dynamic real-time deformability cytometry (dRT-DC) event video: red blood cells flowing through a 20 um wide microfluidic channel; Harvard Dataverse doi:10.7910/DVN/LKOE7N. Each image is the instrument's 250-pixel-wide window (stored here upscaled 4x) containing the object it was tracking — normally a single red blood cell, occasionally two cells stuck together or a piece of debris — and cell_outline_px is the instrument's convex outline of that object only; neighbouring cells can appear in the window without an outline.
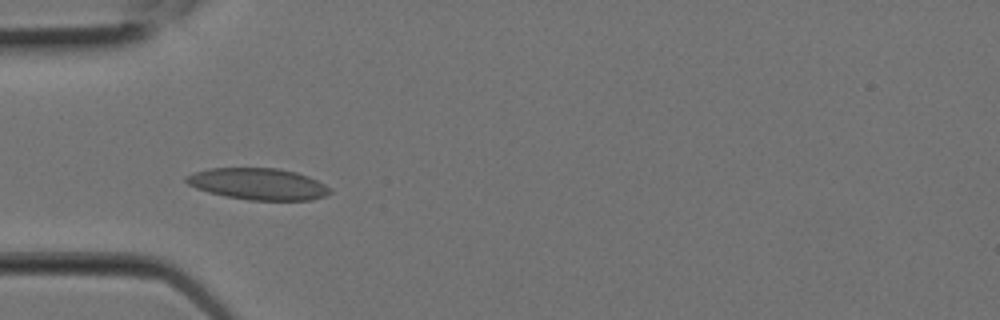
{"species": "Egyptian fruit bat (a non-hibernating species)", "species_latin": "Rousettus aegyptiacus", "temperature_condition": "room temperature", "stored_images_in_passage": 7, "camera_frame_rate_fps": 3000, "um_per_image_px": 0.085, "animal": {"sex": "female"}, "frame": {"image": 1, "passage_image": 6, "time_ms": 1.667, "image_size_px": [1000, 320], "cell_outline_px": [[332, 192], [324, 196], [312, 200], [248, 200], [224, 196], [208, 192], [196, 188], [188, 184], [184, 180], [184, 176], [192, 172], [208, 168], [280, 168], [296, 172], [308, 176], [332, 188]], "centroid_in_image_um": [21.92, 15.63], "position_along_channel_um": 63.1, "area_um2": 26.7}}